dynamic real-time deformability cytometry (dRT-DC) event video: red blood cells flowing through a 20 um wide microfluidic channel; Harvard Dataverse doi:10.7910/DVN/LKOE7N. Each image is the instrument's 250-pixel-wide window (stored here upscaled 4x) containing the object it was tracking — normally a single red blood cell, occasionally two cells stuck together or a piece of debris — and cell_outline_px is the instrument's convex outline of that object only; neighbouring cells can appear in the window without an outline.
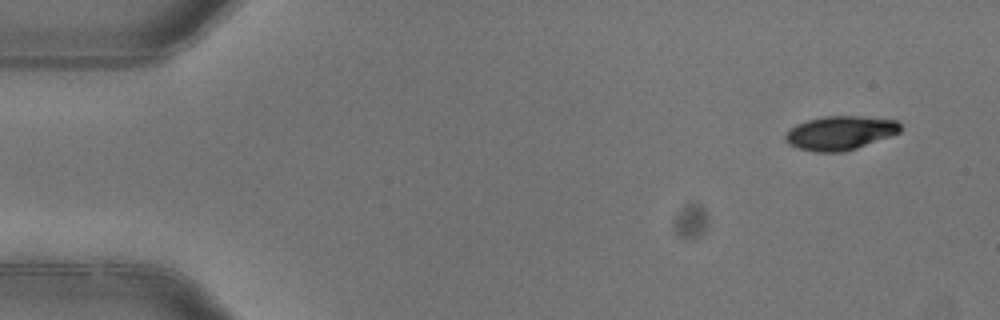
{"species": "common noctule bat (a hibernating species)", "species_latin": "Nyctalus noctula", "temperature_condition": "warm", "stored_images_in_passage": 4, "camera_frame_rate_fps": 3000, "um_per_image_px": 0.085, "animal": {"sex": "female"}, "frame": {"image": 1, "passage_image": 1, "time_ms": 0.0, "image_size_px": [1000, 320], "cell_outline_px": [[900, 132], [856, 148], [844, 152], [816, 152], [800, 148], [788, 144], [784, 140], [784, 136], [788, 128], [796, 124], [808, 120], [824, 116], [860, 116], [896, 120], [900, 124]], "centroid_in_image_um": [71.36, 11.29], "position_along_channel_um": 13.6, "area_um2": 22.66}}
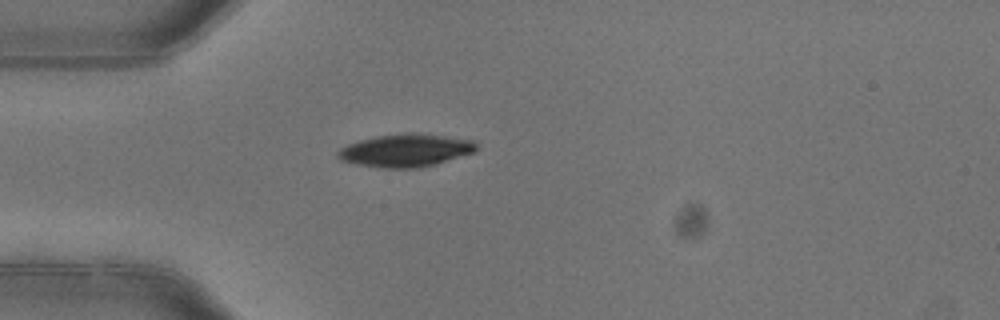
{"frame": {"image": 2, "passage_image": 4, "time_ms": 1.0, "image_size_px": [1000, 320], "cell_outline_px": [[476, 152], [436, 164], [420, 168], [384, 168], [360, 164], [340, 160], [336, 156], [336, 152], [340, 148], [348, 144], [360, 140], [376, 136], [404, 132], [416, 132], [472, 140], [476, 144]], "centroid_in_image_um": [34.48, 12.78], "position_along_channel_um": 50.5, "area_um2": 26.59}}